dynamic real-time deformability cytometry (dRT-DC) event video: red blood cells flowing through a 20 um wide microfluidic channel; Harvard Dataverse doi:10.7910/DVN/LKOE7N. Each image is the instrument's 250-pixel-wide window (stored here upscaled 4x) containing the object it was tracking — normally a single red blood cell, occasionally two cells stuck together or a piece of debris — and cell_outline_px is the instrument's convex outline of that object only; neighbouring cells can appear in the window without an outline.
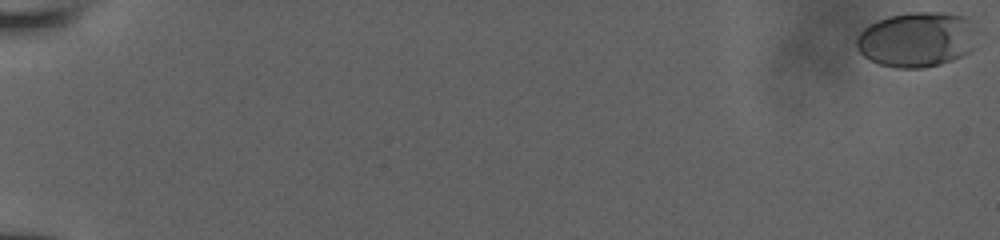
{"species": "human", "species_latin": "Homo sapiens", "temperature_condition": "room temperature", "stored_images_in_passage": 21, "camera_frame_rate_fps": 3000, "um_per_image_px": 0.085, "donor": {"sex": "male"}, "frame": {"image": 1, "passage_image": 1, "time_ms": 0.0, "image_size_px": [1000, 240], "cell_outline_px": [[972, 48], [968, 52], [952, 60], [940, 64], [924, 68], [896, 68], [880, 64], [868, 60], [856, 48], [856, 36], [864, 28], [888, 16], [908, 12], [940, 12], [968, 16], [972, 20]], "centroid_in_image_um": [77.88, 3.35], "position_along_channel_um": 7.1, "area_um2": 38.55}}
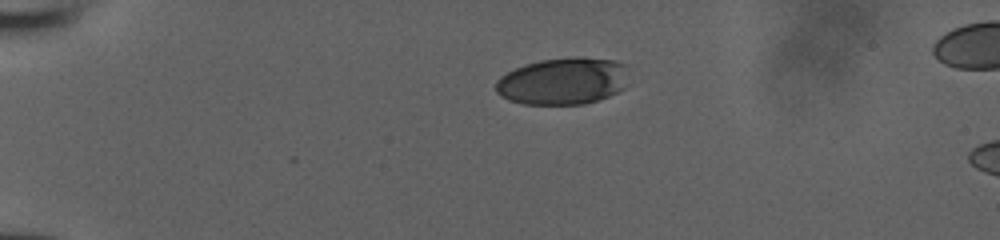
{"frame": {"image": 2, "passage_image": 15, "time_ms": 4.667, "image_size_px": [1000, 240], "cell_outline_px": [[628, 84], [624, 88], [608, 96], [584, 104], [524, 104], [508, 100], [500, 96], [496, 92], [496, 80], [500, 76], [516, 68], [540, 60], [572, 56], [580, 56], [616, 60], [628, 64]], "centroid_in_image_um": [47.9, 6.88], "position_along_channel_um": 37.1, "area_um2": 36.93}}